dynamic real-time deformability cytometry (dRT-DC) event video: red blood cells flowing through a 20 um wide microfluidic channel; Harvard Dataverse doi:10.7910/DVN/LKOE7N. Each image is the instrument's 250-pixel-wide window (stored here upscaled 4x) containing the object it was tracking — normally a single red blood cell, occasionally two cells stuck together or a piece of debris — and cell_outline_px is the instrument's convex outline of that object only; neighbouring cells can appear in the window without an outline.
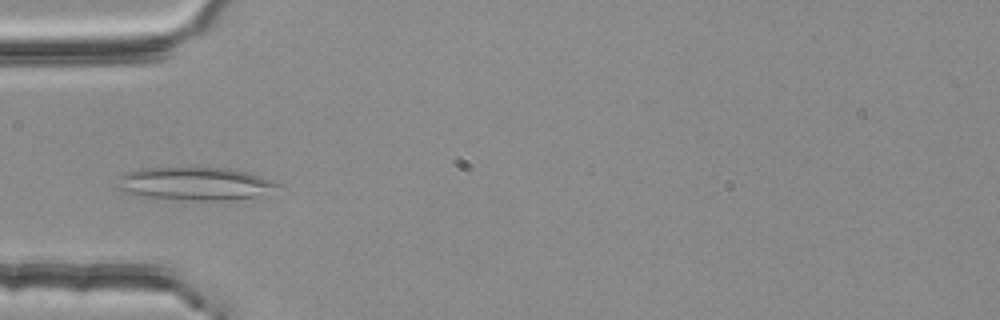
{"species": "common noctule bat (a hibernating species)", "species_latin": "Nyctalus noctula", "temperature_condition": "room temperature", "stored_images_in_passage": 42, "camera_frame_rate_fps": 3000, "um_per_image_px": 0.085, "animal": {"sex": "female", "body_mass_g": 25.1}, "frame": {"image": 1, "passage_image": 13, "time_ms": 4.0, "image_size_px": [1000, 320], "cell_outline_px": [[280, 184], [252, 196], [224, 200], [192, 200], [136, 196], [124, 192], [116, 188], [120, 176], [128, 172], [140, 168], [228, 168], [248, 172], [272, 180]], "centroid_in_image_um": [16.44, 15.6], "position_along_channel_um": 68.6, "area_um2": 30.17}}
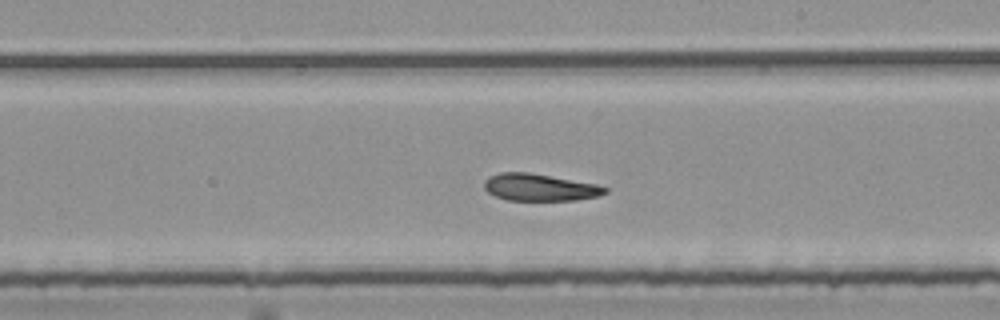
{"frame": {"image": 2, "passage_image": 27, "time_ms": 8.667, "image_size_px": [1000, 320], "cell_outline_px": [[608, 192], [600, 196], [576, 200], [508, 200], [496, 196], [488, 192], [484, 188], [484, 180], [488, 176], [500, 172], [528, 172], [596, 184], [608, 188]], "centroid_in_image_um": [45.87, 15.92], "position_along_channel_um": 243.1, "area_um2": 19.07}}
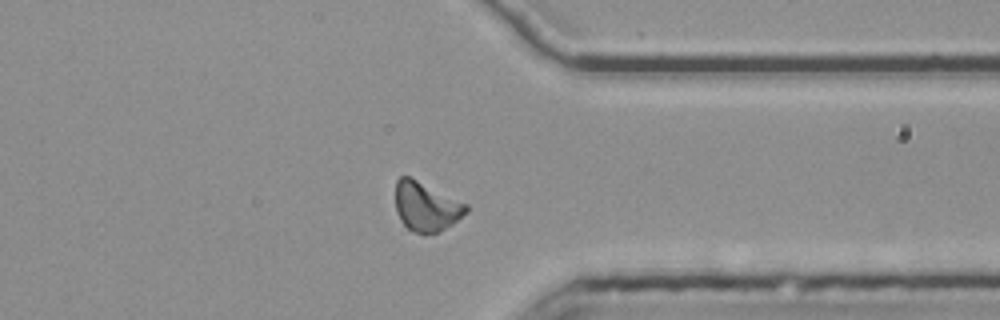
{"frame": {"image": 3, "passage_image": 38, "time_ms": 12.333, "image_size_px": [1000, 320], "cell_outline_px": [[468, 212], [452, 224], [440, 232], [412, 232], [400, 220], [396, 212], [396, 180], [400, 176], [408, 176], [468, 204]], "centroid_in_image_um": [36.22, 17.56], "position_along_channel_um": 375.2, "area_um2": 20.06}, "authors_computed_cell_mechanics": {"area_um2": 19.9699, "velocity_mm_per_s": 3.7478, "shape_relaxation_time_tau1_ms": null, "shape_relaxation_time_tau2_ms": 4.3493, "deformation_change_tau1": null, "deformation_change_tau2": 0.1133}}